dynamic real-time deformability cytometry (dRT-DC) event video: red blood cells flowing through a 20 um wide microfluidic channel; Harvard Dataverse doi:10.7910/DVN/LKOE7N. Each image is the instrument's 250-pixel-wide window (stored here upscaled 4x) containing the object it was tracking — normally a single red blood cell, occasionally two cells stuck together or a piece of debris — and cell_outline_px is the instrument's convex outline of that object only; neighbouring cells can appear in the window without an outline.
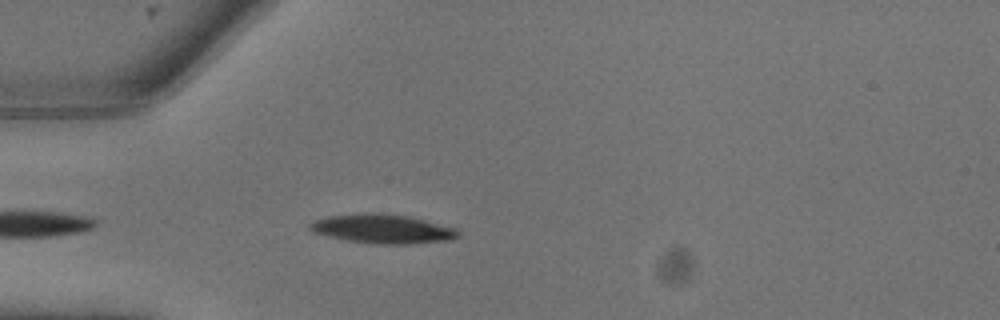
{"species": "common noctule bat (a hibernating species)", "species_latin": "Nyctalus noctula", "temperature_condition": "warm", "stored_images_in_passage": 8, "camera_frame_rate_fps": 3000, "um_per_image_px": 0.085, "animal": {"sex": "male", "body_mass_g": 13.3}, "frame": {"image": 1, "passage_image": 6, "time_ms": 1.667, "image_size_px": [1000, 320], "cell_outline_px": [[460, 236], [448, 240], [404, 244], [380, 244], [348, 240], [328, 236], [316, 232], [308, 228], [308, 224], [316, 220], [328, 216], [364, 212], [376, 212], [412, 216], [456, 228], [460, 232]], "centroid_in_image_um": [32.55, 19.43], "position_along_channel_um": 52.4, "area_um2": 25.14}}